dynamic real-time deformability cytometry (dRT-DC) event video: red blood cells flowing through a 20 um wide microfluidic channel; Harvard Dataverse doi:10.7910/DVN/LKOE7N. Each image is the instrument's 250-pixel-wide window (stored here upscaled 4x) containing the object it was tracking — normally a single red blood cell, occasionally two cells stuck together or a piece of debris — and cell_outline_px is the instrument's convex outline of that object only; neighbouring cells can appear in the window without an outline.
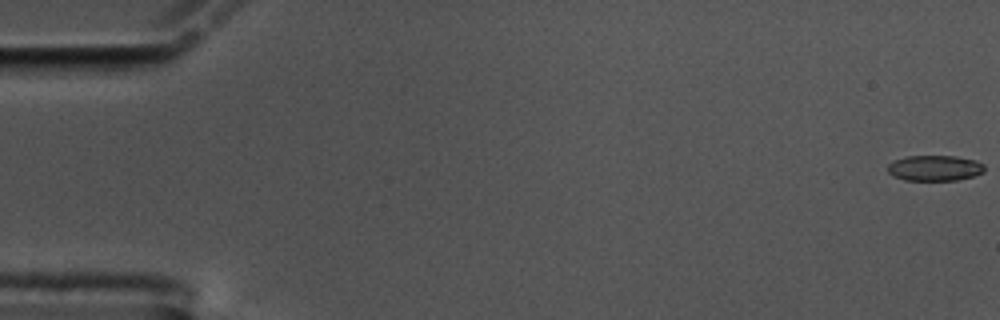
{"species": "common noctule bat (a hibernating species)", "species_latin": "Nyctalus noctula", "temperature_condition": "cold", "stored_images_in_passage": 19, "camera_frame_rate_fps": 3000, "um_per_image_px": 0.085, "animal": {"sex": "male", "body_mass_g": 17.5, "forearm_length_mm": 52.3}, "frame": {"image": 1, "passage_image": 1, "time_ms": 0.0, "image_size_px": [1000, 320], "cell_outline_px": [[984, 172], [972, 176], [956, 180], [904, 180], [892, 176], [888, 172], [888, 164], [896, 160], [908, 156], [956, 156], [976, 160], [984, 164]], "centroid_in_image_um": [79.46, 14.28], "position_along_channel_um": 5.5, "area_um2": 14.39}}
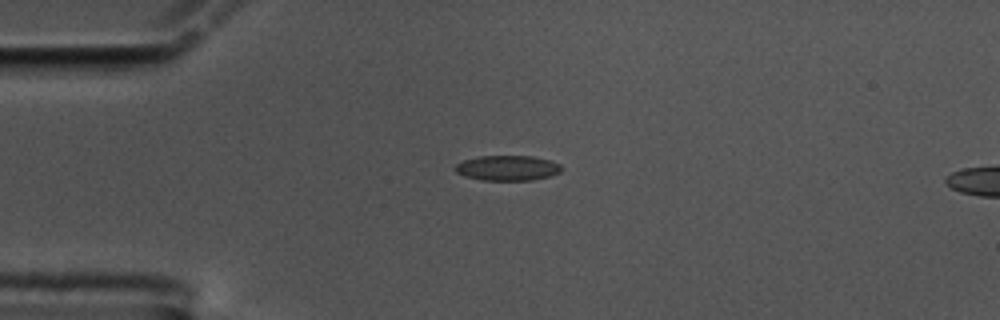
{"frame": {"image": 2, "passage_image": 15, "time_ms": 4.667, "image_size_px": [1000, 320], "cell_outline_px": [[564, 168], [560, 172], [552, 176], [532, 180], [480, 180], [464, 176], [456, 172], [452, 168], [456, 164], [464, 160], [480, 156], [532, 156], [552, 160], [560, 164]], "centroid_in_image_um": [43.16, 14.28], "position_along_channel_um": 41.8, "area_um2": 15.84}}